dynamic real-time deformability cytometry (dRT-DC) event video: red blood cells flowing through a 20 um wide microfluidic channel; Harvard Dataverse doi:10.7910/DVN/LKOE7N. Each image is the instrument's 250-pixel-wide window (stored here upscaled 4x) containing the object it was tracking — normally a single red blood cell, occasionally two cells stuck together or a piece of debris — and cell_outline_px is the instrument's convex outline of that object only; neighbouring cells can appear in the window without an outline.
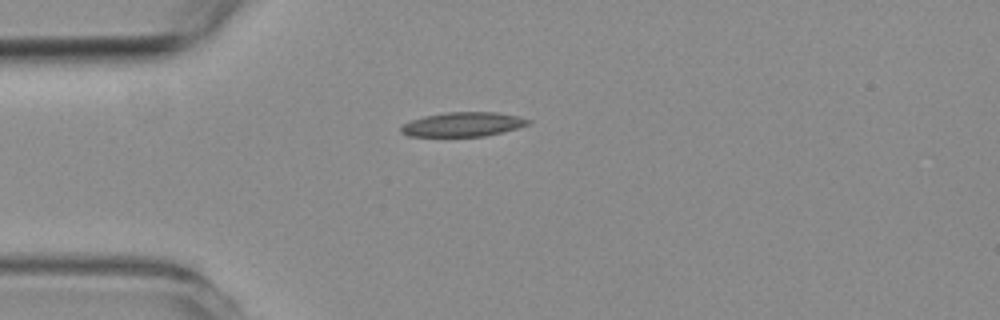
{"species": "common noctule bat (a hibernating species)", "species_latin": "Nyctalus noctula", "temperature_condition": "room temperature", "stored_images_in_passage": 43, "camera_frame_rate_fps": 3000, "um_per_image_px": 0.085, "animal": {"sex": "female", "body_mass_g": 19.3, "forearm_length_mm": 54.1}, "frame": {"image": 1, "passage_image": 1, "time_ms": 0.0, "image_size_px": [1000, 320], "cell_outline_px": [[532, 120], [528, 124], [504, 132], [484, 136], [408, 136], [400, 132], [400, 128], [404, 124], [412, 120], [424, 116], [448, 112], [496, 112], [516, 116]], "centroid_in_image_um": [39.34, 10.57], "position_along_channel_um": 45.7, "area_um2": 17.86}}
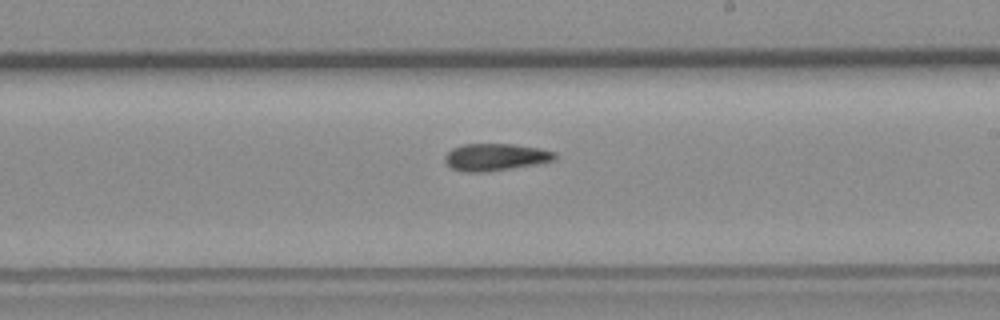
{"frame": {"image": 2, "passage_image": 19, "time_ms": 6.0, "image_size_px": [1000, 320], "cell_outline_px": [[556, 160], [536, 164], [488, 172], [464, 172], [452, 168], [444, 160], [444, 156], [452, 148], [464, 144], [512, 144], [540, 148], [556, 152]], "centroid_in_image_um": [42.12, 13.35], "position_along_channel_um": 246.9, "area_um2": 17.46}}
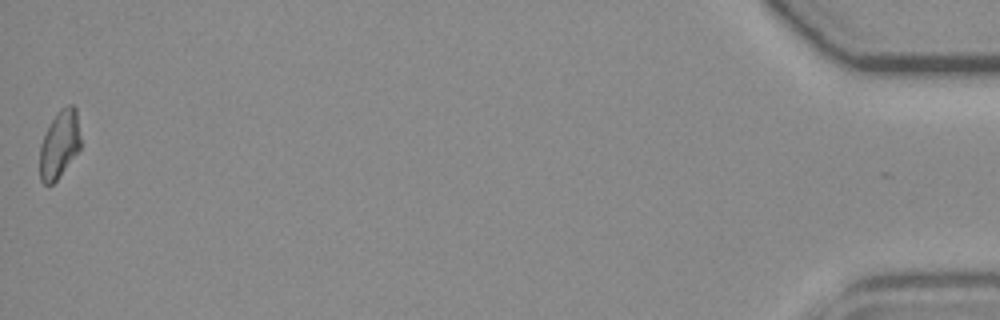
{"frame": {"image": 3, "passage_image": 43, "time_ms": 14.0, "image_size_px": [1000, 320], "cell_outline_px": [[80, 148], [56, 180], [52, 184], [44, 184], [40, 180], [40, 144], [48, 124], [60, 108], [68, 104], [72, 104], [76, 108], [80, 136]], "centroid_in_image_um": [5.04, 12.23], "position_along_channel_um": 430.2, "area_um2": 16.07}}